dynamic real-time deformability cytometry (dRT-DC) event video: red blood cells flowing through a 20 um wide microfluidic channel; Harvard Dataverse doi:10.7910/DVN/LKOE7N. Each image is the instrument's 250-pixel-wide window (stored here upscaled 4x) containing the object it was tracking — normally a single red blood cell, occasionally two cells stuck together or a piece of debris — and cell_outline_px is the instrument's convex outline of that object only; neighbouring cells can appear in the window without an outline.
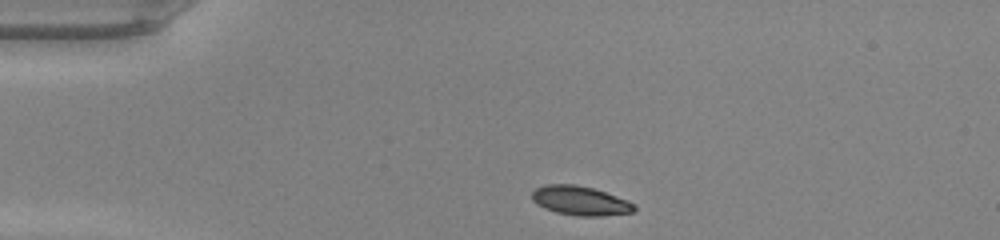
{"species": "common noctule bat (a hibernating species)", "species_latin": "Nyctalus noctula", "temperature_condition": "warm", "stored_images_in_passage": 39, "camera_frame_rate_fps": 3000, "um_per_image_px": 0.085, "animal": {"sex": "male", "body_mass_g": 20.0, "forearm_length_mm": 53.3}, "frame": {"image": 1, "passage_image": 1, "time_ms": 0.0, "image_size_px": [1000, 240], "cell_outline_px": [[636, 208], [632, 212], [600, 216], [576, 216], [556, 212], [544, 208], [536, 204], [532, 200], [532, 192], [536, 188], [544, 184], [576, 184], [592, 188], [628, 200], [636, 204]], "centroid_in_image_um": [49.3, 17.06], "position_along_channel_um": 35.7, "area_um2": 17.46}}
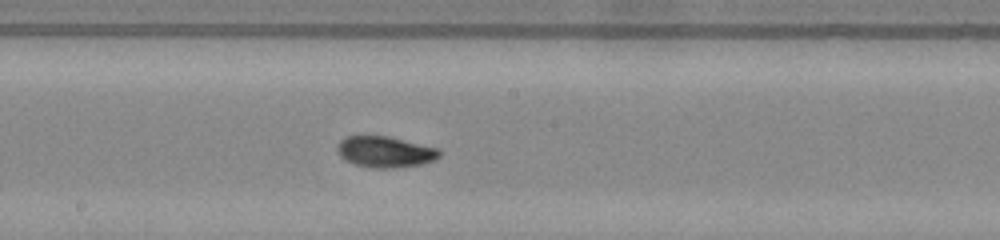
{"frame": {"image": 2, "passage_image": 17, "time_ms": 5.333, "image_size_px": [1000, 240], "cell_outline_px": [[440, 156], [432, 160], [420, 164], [400, 168], [372, 168], [352, 164], [340, 156], [336, 148], [340, 140], [348, 136], [360, 132], [388, 136], [440, 148]], "centroid_in_image_um": [32.68, 12.87], "position_along_channel_um": 215.5, "area_um2": 19.19}}
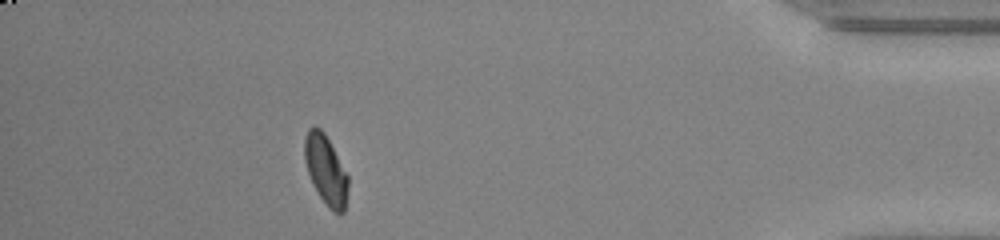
{"frame": {"image": 3, "passage_image": 34, "time_ms": 11.0, "image_size_px": [1000, 240], "cell_outline_px": [[348, 188], [344, 212], [340, 216], [332, 212], [328, 208], [312, 184], [304, 160], [304, 140], [308, 128], [316, 124], [324, 132], [348, 176]], "centroid_in_image_um": [27.68, 14.46], "position_along_channel_um": 407.5, "area_um2": 17.74}, "authors_computed_cell_mechanics": {"area_um2": 17.918, "velocity_mm_per_s": 4.245, "shape_relaxation_time_tau1_ms": 3.3405, "shape_relaxation_time_tau2_ms": 1.3532, "deformation_change_tau1": 0.1443, "deformation_change_tau2": 0.0492}}